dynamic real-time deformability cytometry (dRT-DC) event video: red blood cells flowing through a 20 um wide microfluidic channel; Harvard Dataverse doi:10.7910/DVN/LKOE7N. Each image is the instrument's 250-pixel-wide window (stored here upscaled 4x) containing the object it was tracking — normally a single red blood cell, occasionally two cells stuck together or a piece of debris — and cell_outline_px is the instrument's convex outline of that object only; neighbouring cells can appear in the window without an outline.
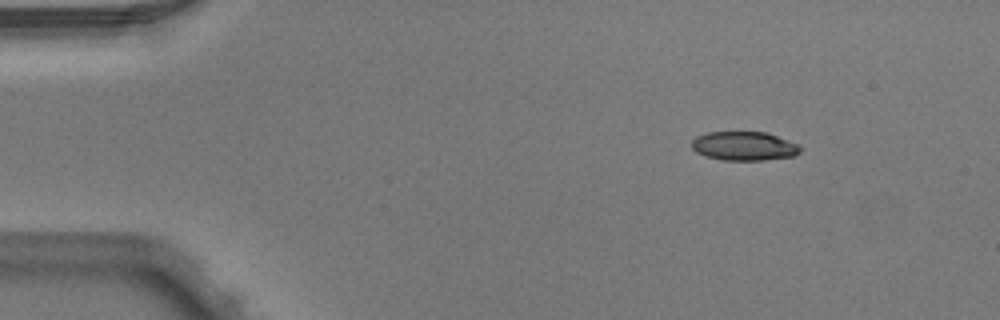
{"species": "Egyptian fruit bat (a non-hibernating species)", "species_latin": "Rousettus aegyptiacus", "temperature_condition": "warm", "stored_images_in_passage": 4, "camera_frame_rate_fps": 3000, "um_per_image_px": 0.085, "animal": {"sex": "male"}, "frame": {"image": 1, "passage_image": 1, "time_ms": 0.0, "image_size_px": [1000, 320], "cell_outline_px": [[800, 152], [792, 156], [764, 160], [724, 160], [704, 156], [696, 152], [692, 148], [692, 140], [696, 136], [708, 132], [768, 132], [800, 144]], "centroid_in_image_um": [63.25, 12.41], "position_along_channel_um": 21.7, "area_um2": 18.44}}
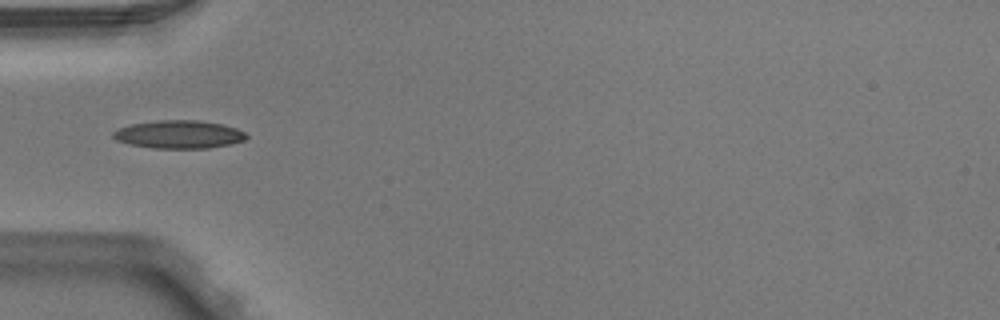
{"frame": {"image": 2, "passage_image": 4, "time_ms": 1.0, "image_size_px": [1000, 320], "cell_outline_px": [[248, 136], [244, 140], [232, 144], [208, 148], [152, 148], [128, 144], [116, 140], [112, 136], [112, 132], [120, 128], [132, 124], [156, 120], [200, 120], [220, 124], [236, 128], [244, 132]], "centroid_in_image_um": [15.2, 11.43], "position_along_channel_um": 69.8, "area_um2": 21.79}}